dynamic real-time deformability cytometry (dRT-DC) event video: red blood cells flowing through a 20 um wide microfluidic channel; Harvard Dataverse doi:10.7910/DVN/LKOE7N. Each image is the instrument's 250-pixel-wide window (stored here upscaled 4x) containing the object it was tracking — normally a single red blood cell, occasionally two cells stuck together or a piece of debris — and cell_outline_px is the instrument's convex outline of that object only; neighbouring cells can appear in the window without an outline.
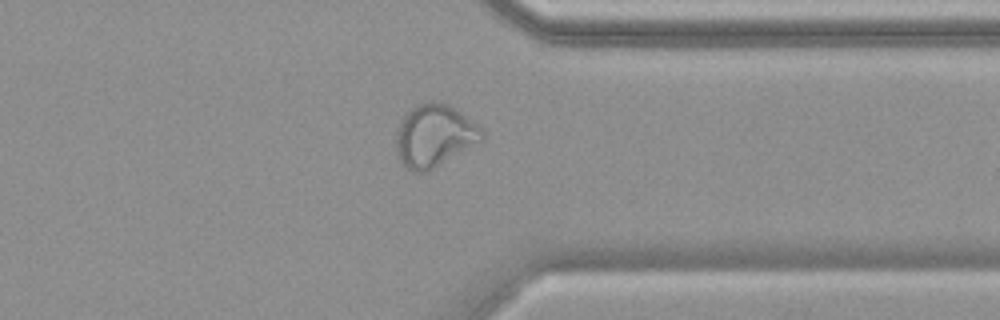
{"species": "common noctule bat (a hibernating species)", "species_latin": "Nyctalus noctula", "temperature_condition": "warm", "stored_images_in_passage": 50, "camera_frame_rate_fps": 3000, "um_per_image_px": 0.085, "animal": {"sex": "female", "body_mass_g": 19.9}, "frame": {"image": 1, "passage_image": 39, "time_ms": 12.667, "image_size_px": [1000, 320], "cell_outline_px": [[484, 140], [432, 168], [424, 172], [412, 172], [400, 160], [396, 152], [396, 132], [404, 116], [416, 104], [432, 100], [436, 100], [448, 104], [456, 108], [484, 128]], "centroid_in_image_um": [36.95, 11.49], "position_along_channel_um": 374.4, "area_um2": 31.27}}
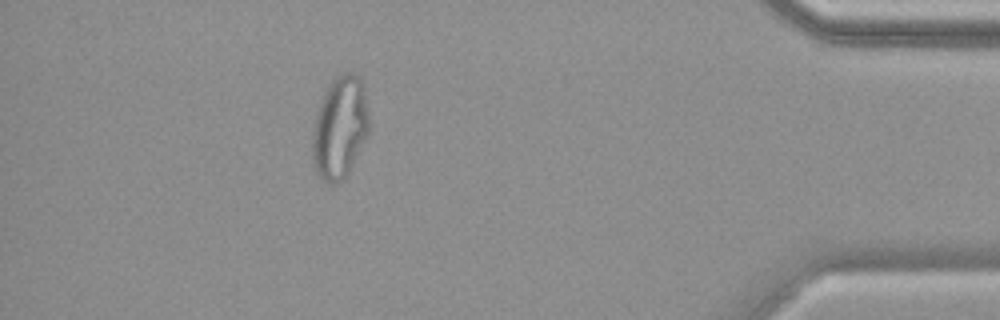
{"frame": {"image": 2, "passage_image": 45, "time_ms": 14.667, "image_size_px": [1000, 320], "cell_outline_px": [[368, 132], [348, 172], [336, 184], [328, 184], [316, 172], [312, 160], [312, 136], [316, 116], [324, 92], [332, 80], [336, 76], [344, 72], [352, 72], [360, 76], [364, 88], [368, 112]], "centroid_in_image_um": [28.87, 10.81], "position_along_channel_um": 406.3, "area_um2": 33.41}}